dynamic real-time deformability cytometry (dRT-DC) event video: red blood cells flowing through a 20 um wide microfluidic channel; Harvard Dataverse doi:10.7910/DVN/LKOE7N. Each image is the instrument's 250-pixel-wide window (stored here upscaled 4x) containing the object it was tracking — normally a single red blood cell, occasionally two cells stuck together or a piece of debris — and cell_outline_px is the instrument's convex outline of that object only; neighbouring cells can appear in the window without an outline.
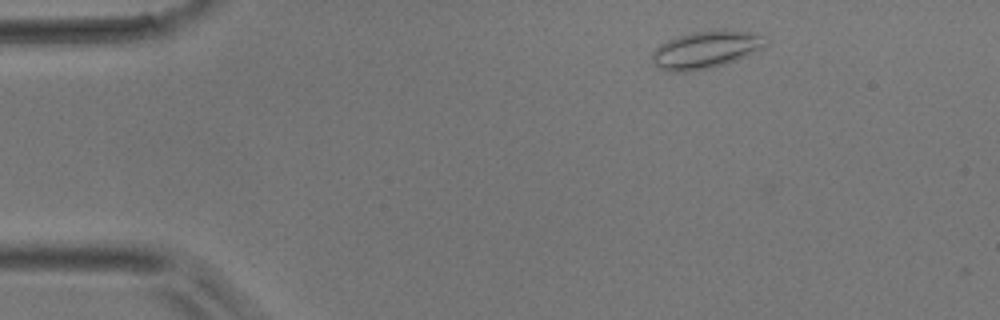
{"species": "common noctule bat (a hibernating species)", "species_latin": "Nyctalus noctula", "temperature_condition": "room temperature", "stored_images_in_passage": 10, "camera_frame_rate_fps": 3000, "um_per_image_px": 0.085, "animal": {"sex": "male", "body_mass_g": 17.9}, "frame": {"image": 1, "passage_image": 2, "time_ms": 0.333, "image_size_px": [1000, 320], "cell_outline_px": [[768, 44], [736, 60], [712, 68], [688, 72], [668, 72], [660, 68], [652, 60], [652, 52], [660, 44], [676, 36], [692, 32], [724, 28], [732, 28], [764, 36], [768, 40]], "centroid_in_image_um": [59.99, 4.2], "position_along_channel_um": 25.0, "area_um2": 25.03}}